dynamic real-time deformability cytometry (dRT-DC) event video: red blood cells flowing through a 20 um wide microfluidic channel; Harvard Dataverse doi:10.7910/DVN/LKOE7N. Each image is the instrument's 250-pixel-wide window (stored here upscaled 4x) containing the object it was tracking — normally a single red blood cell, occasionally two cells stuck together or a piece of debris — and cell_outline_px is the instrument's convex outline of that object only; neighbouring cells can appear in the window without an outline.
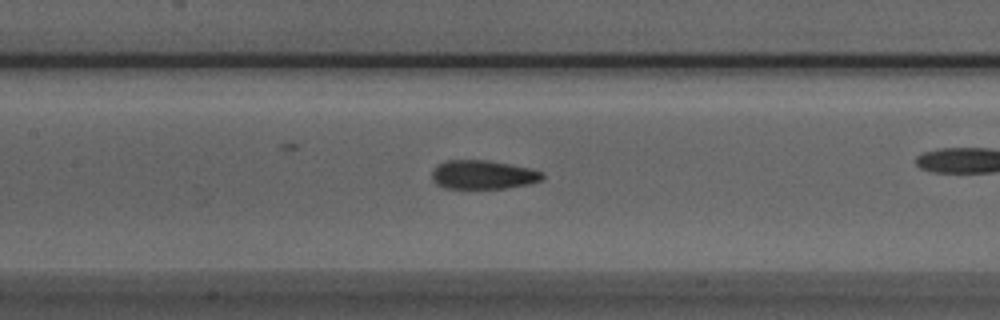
{"species": "Egyptian fruit bat (a non-hibernating species)", "species_latin": "Rousettus aegyptiacus", "temperature_condition": "room temperature", "stored_images_in_passage": 40, "camera_frame_rate_fps": 3000, "um_per_image_px": 0.085, "animal": {"sex": "male"}, "frame": {"image": 1, "passage_image": 23, "time_ms": 7.333, "image_size_px": [1000, 320], "cell_outline_px": [[544, 176], [540, 180], [528, 184], [504, 188], [444, 188], [436, 184], [432, 180], [432, 172], [440, 164], [448, 160], [484, 160], [508, 164], [528, 168], [540, 172]], "centroid_in_image_um": [41.01, 14.86], "position_along_channel_um": 166.4, "area_um2": 18.15}}
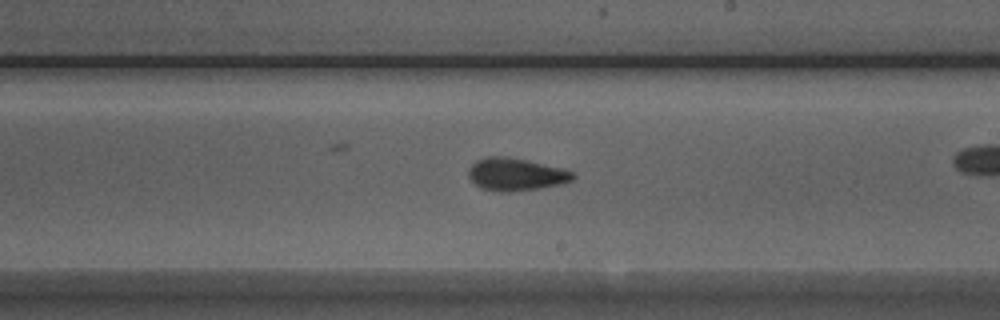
{"frame": {"image": 2, "passage_image": 29, "time_ms": 9.333, "image_size_px": [1000, 320], "cell_outline_px": [[576, 176], [572, 180], [564, 184], [540, 188], [508, 192], [500, 192], [480, 188], [468, 176], [468, 172], [472, 164], [476, 160], [488, 156], [500, 156], [524, 160], [560, 168], [572, 172]], "centroid_in_image_um": [43.83, 14.84], "position_along_channel_um": 245.2, "area_um2": 19.59}}